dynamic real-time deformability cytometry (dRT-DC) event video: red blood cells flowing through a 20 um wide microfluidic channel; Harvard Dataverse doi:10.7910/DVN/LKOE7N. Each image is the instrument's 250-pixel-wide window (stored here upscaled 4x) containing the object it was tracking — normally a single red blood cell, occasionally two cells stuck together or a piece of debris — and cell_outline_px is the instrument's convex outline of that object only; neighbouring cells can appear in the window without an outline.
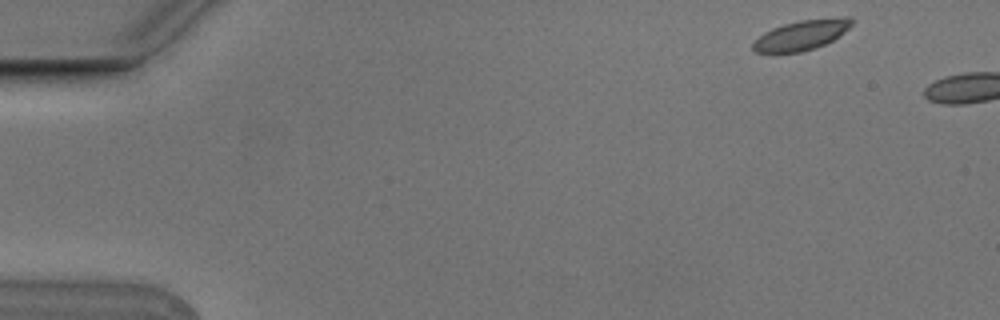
{"species": "Egyptian fruit bat (a non-hibernating species)", "species_latin": "Rousettus aegyptiacus", "temperature_condition": "cold", "stored_images_in_passage": 2, "camera_frame_rate_fps": 3000, "um_per_image_px": 0.085, "animal": {"sex": "male"}, "frame": {"image": 1, "passage_image": 1, "time_ms": 0.0, "image_size_px": [1000, 320], "cell_outline_px": [[856, 20], [844, 32], [832, 40], [824, 44], [800, 52], [756, 52], [752, 48], [752, 44], [764, 32], [772, 28], [784, 24], [800, 20], [844, 16], [852, 16]], "centroid_in_image_um": [68.18, 2.95], "position_along_channel_um": 16.8, "area_um2": 17.11}}